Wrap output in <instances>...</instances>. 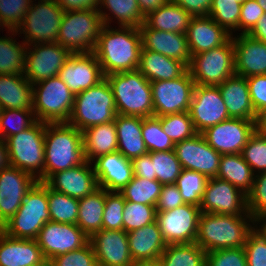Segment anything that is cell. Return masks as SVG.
Segmentation results:
<instances>
[{
	"label": "cell",
	"instance_id": "34e18365",
	"mask_svg": "<svg viewBox=\"0 0 266 266\" xmlns=\"http://www.w3.org/2000/svg\"><path fill=\"white\" fill-rule=\"evenodd\" d=\"M3 29H5V30H3ZM7 29L2 25V23H1V21H0V32L2 31H6Z\"/></svg>",
	"mask_w": 266,
	"mask_h": 266
},
{
	"label": "cell",
	"instance_id": "1f68e13d",
	"mask_svg": "<svg viewBox=\"0 0 266 266\" xmlns=\"http://www.w3.org/2000/svg\"><path fill=\"white\" fill-rule=\"evenodd\" d=\"M138 70L147 80L152 82L176 79L188 70V66L182 61L142 47Z\"/></svg>",
	"mask_w": 266,
	"mask_h": 266
},
{
	"label": "cell",
	"instance_id": "60d3db41",
	"mask_svg": "<svg viewBox=\"0 0 266 266\" xmlns=\"http://www.w3.org/2000/svg\"><path fill=\"white\" fill-rule=\"evenodd\" d=\"M47 197L50 221L77 225L79 199L54 191L48 185Z\"/></svg>",
	"mask_w": 266,
	"mask_h": 266
},
{
	"label": "cell",
	"instance_id": "d4e9b609",
	"mask_svg": "<svg viewBox=\"0 0 266 266\" xmlns=\"http://www.w3.org/2000/svg\"><path fill=\"white\" fill-rule=\"evenodd\" d=\"M235 74L242 77L266 75V43L247 34L232 35Z\"/></svg>",
	"mask_w": 266,
	"mask_h": 266
},
{
	"label": "cell",
	"instance_id": "f35d334b",
	"mask_svg": "<svg viewBox=\"0 0 266 266\" xmlns=\"http://www.w3.org/2000/svg\"><path fill=\"white\" fill-rule=\"evenodd\" d=\"M6 33L2 32V36L0 33V74L24 75L27 44L19 40L16 30H6Z\"/></svg>",
	"mask_w": 266,
	"mask_h": 266
},
{
	"label": "cell",
	"instance_id": "5bb4252c",
	"mask_svg": "<svg viewBox=\"0 0 266 266\" xmlns=\"http://www.w3.org/2000/svg\"><path fill=\"white\" fill-rule=\"evenodd\" d=\"M199 206L183 204L175 209L156 213V221L167 245L189 244L196 241Z\"/></svg>",
	"mask_w": 266,
	"mask_h": 266
},
{
	"label": "cell",
	"instance_id": "cb8c5ba5",
	"mask_svg": "<svg viewBox=\"0 0 266 266\" xmlns=\"http://www.w3.org/2000/svg\"><path fill=\"white\" fill-rule=\"evenodd\" d=\"M91 163L99 188L120 192L132 180L131 160L119 151L101 155Z\"/></svg>",
	"mask_w": 266,
	"mask_h": 266
},
{
	"label": "cell",
	"instance_id": "e575fe53",
	"mask_svg": "<svg viewBox=\"0 0 266 266\" xmlns=\"http://www.w3.org/2000/svg\"><path fill=\"white\" fill-rule=\"evenodd\" d=\"M0 105L2 109H32V84L17 74H0Z\"/></svg>",
	"mask_w": 266,
	"mask_h": 266
},
{
	"label": "cell",
	"instance_id": "94428289",
	"mask_svg": "<svg viewBox=\"0 0 266 266\" xmlns=\"http://www.w3.org/2000/svg\"><path fill=\"white\" fill-rule=\"evenodd\" d=\"M185 204L175 184L163 185L159 195L156 212L168 211Z\"/></svg>",
	"mask_w": 266,
	"mask_h": 266
},
{
	"label": "cell",
	"instance_id": "4fadbf2b",
	"mask_svg": "<svg viewBox=\"0 0 266 266\" xmlns=\"http://www.w3.org/2000/svg\"><path fill=\"white\" fill-rule=\"evenodd\" d=\"M71 54L57 42L28 45L25 52L24 77L33 85L58 76Z\"/></svg>",
	"mask_w": 266,
	"mask_h": 266
},
{
	"label": "cell",
	"instance_id": "b9fcfbb0",
	"mask_svg": "<svg viewBox=\"0 0 266 266\" xmlns=\"http://www.w3.org/2000/svg\"><path fill=\"white\" fill-rule=\"evenodd\" d=\"M41 266H50L49 262H47L45 265H41Z\"/></svg>",
	"mask_w": 266,
	"mask_h": 266
},
{
	"label": "cell",
	"instance_id": "11a10c76",
	"mask_svg": "<svg viewBox=\"0 0 266 266\" xmlns=\"http://www.w3.org/2000/svg\"><path fill=\"white\" fill-rule=\"evenodd\" d=\"M247 210L254 220L266 212V171L255 174L253 188L247 195Z\"/></svg>",
	"mask_w": 266,
	"mask_h": 266
},
{
	"label": "cell",
	"instance_id": "ac0fdd59",
	"mask_svg": "<svg viewBox=\"0 0 266 266\" xmlns=\"http://www.w3.org/2000/svg\"><path fill=\"white\" fill-rule=\"evenodd\" d=\"M36 240L49 262L54 257L82 248L89 242V237L76 224L49 221Z\"/></svg>",
	"mask_w": 266,
	"mask_h": 266
},
{
	"label": "cell",
	"instance_id": "db71d44e",
	"mask_svg": "<svg viewBox=\"0 0 266 266\" xmlns=\"http://www.w3.org/2000/svg\"><path fill=\"white\" fill-rule=\"evenodd\" d=\"M50 266H98L95 252L90 242L80 249L52 258Z\"/></svg>",
	"mask_w": 266,
	"mask_h": 266
},
{
	"label": "cell",
	"instance_id": "603a6c76",
	"mask_svg": "<svg viewBox=\"0 0 266 266\" xmlns=\"http://www.w3.org/2000/svg\"><path fill=\"white\" fill-rule=\"evenodd\" d=\"M51 189L77 199L92 194L98 182L91 162L56 172L46 182Z\"/></svg>",
	"mask_w": 266,
	"mask_h": 266
},
{
	"label": "cell",
	"instance_id": "f5cc1de1",
	"mask_svg": "<svg viewBox=\"0 0 266 266\" xmlns=\"http://www.w3.org/2000/svg\"><path fill=\"white\" fill-rule=\"evenodd\" d=\"M33 0H0V21L7 30H16Z\"/></svg>",
	"mask_w": 266,
	"mask_h": 266
},
{
	"label": "cell",
	"instance_id": "be15d7a7",
	"mask_svg": "<svg viewBox=\"0 0 266 266\" xmlns=\"http://www.w3.org/2000/svg\"><path fill=\"white\" fill-rule=\"evenodd\" d=\"M131 163L133 176L148 180H156V176L153 174V162L148 153L132 159Z\"/></svg>",
	"mask_w": 266,
	"mask_h": 266
},
{
	"label": "cell",
	"instance_id": "bcb514c9",
	"mask_svg": "<svg viewBox=\"0 0 266 266\" xmlns=\"http://www.w3.org/2000/svg\"><path fill=\"white\" fill-rule=\"evenodd\" d=\"M37 121L32 109H2L0 138H6L31 127Z\"/></svg>",
	"mask_w": 266,
	"mask_h": 266
},
{
	"label": "cell",
	"instance_id": "9f6ffc18",
	"mask_svg": "<svg viewBox=\"0 0 266 266\" xmlns=\"http://www.w3.org/2000/svg\"><path fill=\"white\" fill-rule=\"evenodd\" d=\"M206 266H247L245 250L240 247L206 252Z\"/></svg>",
	"mask_w": 266,
	"mask_h": 266
},
{
	"label": "cell",
	"instance_id": "2a66077c",
	"mask_svg": "<svg viewBox=\"0 0 266 266\" xmlns=\"http://www.w3.org/2000/svg\"><path fill=\"white\" fill-rule=\"evenodd\" d=\"M3 232V226H2V224L0 223V233H2Z\"/></svg>",
	"mask_w": 266,
	"mask_h": 266
},
{
	"label": "cell",
	"instance_id": "52a82bcc",
	"mask_svg": "<svg viewBox=\"0 0 266 266\" xmlns=\"http://www.w3.org/2000/svg\"><path fill=\"white\" fill-rule=\"evenodd\" d=\"M49 221L47 184L37 181L25 195L18 211L3 225V232L14 238L36 240Z\"/></svg>",
	"mask_w": 266,
	"mask_h": 266
},
{
	"label": "cell",
	"instance_id": "83f0119b",
	"mask_svg": "<svg viewBox=\"0 0 266 266\" xmlns=\"http://www.w3.org/2000/svg\"><path fill=\"white\" fill-rule=\"evenodd\" d=\"M185 34L191 57L225 44L232 36L210 16L192 17Z\"/></svg>",
	"mask_w": 266,
	"mask_h": 266
},
{
	"label": "cell",
	"instance_id": "7dc6e473",
	"mask_svg": "<svg viewBox=\"0 0 266 266\" xmlns=\"http://www.w3.org/2000/svg\"><path fill=\"white\" fill-rule=\"evenodd\" d=\"M142 137L148 152L174 150L175 143L163 131L158 117L142 118Z\"/></svg>",
	"mask_w": 266,
	"mask_h": 266
},
{
	"label": "cell",
	"instance_id": "ab89813d",
	"mask_svg": "<svg viewBox=\"0 0 266 266\" xmlns=\"http://www.w3.org/2000/svg\"><path fill=\"white\" fill-rule=\"evenodd\" d=\"M159 260L163 266H206V251L196 242L169 244Z\"/></svg>",
	"mask_w": 266,
	"mask_h": 266
},
{
	"label": "cell",
	"instance_id": "ba28073f",
	"mask_svg": "<svg viewBox=\"0 0 266 266\" xmlns=\"http://www.w3.org/2000/svg\"><path fill=\"white\" fill-rule=\"evenodd\" d=\"M103 26L98 10L64 12L56 42L72 54L91 53Z\"/></svg>",
	"mask_w": 266,
	"mask_h": 266
},
{
	"label": "cell",
	"instance_id": "d6986e66",
	"mask_svg": "<svg viewBox=\"0 0 266 266\" xmlns=\"http://www.w3.org/2000/svg\"><path fill=\"white\" fill-rule=\"evenodd\" d=\"M174 151L182 169L199 172L208 179L217 177L222 154L207 143L202 133L175 143Z\"/></svg>",
	"mask_w": 266,
	"mask_h": 266
},
{
	"label": "cell",
	"instance_id": "11e5206c",
	"mask_svg": "<svg viewBox=\"0 0 266 266\" xmlns=\"http://www.w3.org/2000/svg\"><path fill=\"white\" fill-rule=\"evenodd\" d=\"M235 1L242 5L246 0H235Z\"/></svg>",
	"mask_w": 266,
	"mask_h": 266
},
{
	"label": "cell",
	"instance_id": "a7ac6f4b",
	"mask_svg": "<svg viewBox=\"0 0 266 266\" xmlns=\"http://www.w3.org/2000/svg\"><path fill=\"white\" fill-rule=\"evenodd\" d=\"M9 165L5 140L0 138V171Z\"/></svg>",
	"mask_w": 266,
	"mask_h": 266
},
{
	"label": "cell",
	"instance_id": "4dcf8cb0",
	"mask_svg": "<svg viewBox=\"0 0 266 266\" xmlns=\"http://www.w3.org/2000/svg\"><path fill=\"white\" fill-rule=\"evenodd\" d=\"M114 122L117 129L118 151L123 156L132 160L148 153L142 137V117L117 114Z\"/></svg>",
	"mask_w": 266,
	"mask_h": 266
},
{
	"label": "cell",
	"instance_id": "f907efd6",
	"mask_svg": "<svg viewBox=\"0 0 266 266\" xmlns=\"http://www.w3.org/2000/svg\"><path fill=\"white\" fill-rule=\"evenodd\" d=\"M241 155L255 174L266 171V135L256 129Z\"/></svg>",
	"mask_w": 266,
	"mask_h": 266
},
{
	"label": "cell",
	"instance_id": "f546056e",
	"mask_svg": "<svg viewBox=\"0 0 266 266\" xmlns=\"http://www.w3.org/2000/svg\"><path fill=\"white\" fill-rule=\"evenodd\" d=\"M127 237L134 263L159 260L167 246L157 221L127 232Z\"/></svg>",
	"mask_w": 266,
	"mask_h": 266
},
{
	"label": "cell",
	"instance_id": "7402d4cb",
	"mask_svg": "<svg viewBox=\"0 0 266 266\" xmlns=\"http://www.w3.org/2000/svg\"><path fill=\"white\" fill-rule=\"evenodd\" d=\"M89 242L95 252L98 266H132L127 232L102 229L94 233Z\"/></svg>",
	"mask_w": 266,
	"mask_h": 266
},
{
	"label": "cell",
	"instance_id": "2644e50d",
	"mask_svg": "<svg viewBox=\"0 0 266 266\" xmlns=\"http://www.w3.org/2000/svg\"><path fill=\"white\" fill-rule=\"evenodd\" d=\"M257 129L266 135V110L258 116Z\"/></svg>",
	"mask_w": 266,
	"mask_h": 266
},
{
	"label": "cell",
	"instance_id": "30bf717a",
	"mask_svg": "<svg viewBox=\"0 0 266 266\" xmlns=\"http://www.w3.org/2000/svg\"><path fill=\"white\" fill-rule=\"evenodd\" d=\"M63 15L55 0H33L16 32L27 46L56 42Z\"/></svg>",
	"mask_w": 266,
	"mask_h": 266
},
{
	"label": "cell",
	"instance_id": "7bdbcfd3",
	"mask_svg": "<svg viewBox=\"0 0 266 266\" xmlns=\"http://www.w3.org/2000/svg\"><path fill=\"white\" fill-rule=\"evenodd\" d=\"M208 178L196 171L182 169L175 185L185 204L200 206Z\"/></svg>",
	"mask_w": 266,
	"mask_h": 266
},
{
	"label": "cell",
	"instance_id": "9c48e42d",
	"mask_svg": "<svg viewBox=\"0 0 266 266\" xmlns=\"http://www.w3.org/2000/svg\"><path fill=\"white\" fill-rule=\"evenodd\" d=\"M35 117L45 123H67L70 119L74 94L60 79L54 76L32 85Z\"/></svg>",
	"mask_w": 266,
	"mask_h": 266
},
{
	"label": "cell",
	"instance_id": "f1b7e54d",
	"mask_svg": "<svg viewBox=\"0 0 266 266\" xmlns=\"http://www.w3.org/2000/svg\"><path fill=\"white\" fill-rule=\"evenodd\" d=\"M217 86L230 118H241L251 121L258 120L251 102L246 77L234 74Z\"/></svg>",
	"mask_w": 266,
	"mask_h": 266
},
{
	"label": "cell",
	"instance_id": "7c38bea8",
	"mask_svg": "<svg viewBox=\"0 0 266 266\" xmlns=\"http://www.w3.org/2000/svg\"><path fill=\"white\" fill-rule=\"evenodd\" d=\"M154 116L189 112L195 82L189 70L173 80L150 82Z\"/></svg>",
	"mask_w": 266,
	"mask_h": 266
},
{
	"label": "cell",
	"instance_id": "8c879c8a",
	"mask_svg": "<svg viewBox=\"0 0 266 266\" xmlns=\"http://www.w3.org/2000/svg\"><path fill=\"white\" fill-rule=\"evenodd\" d=\"M132 266H163L160 260L156 261H147V262H137L134 263Z\"/></svg>",
	"mask_w": 266,
	"mask_h": 266
},
{
	"label": "cell",
	"instance_id": "ffe728a7",
	"mask_svg": "<svg viewBox=\"0 0 266 266\" xmlns=\"http://www.w3.org/2000/svg\"><path fill=\"white\" fill-rule=\"evenodd\" d=\"M38 180L30 173L8 165L0 171V223L9 221L25 195Z\"/></svg>",
	"mask_w": 266,
	"mask_h": 266
},
{
	"label": "cell",
	"instance_id": "8fae6325",
	"mask_svg": "<svg viewBox=\"0 0 266 266\" xmlns=\"http://www.w3.org/2000/svg\"><path fill=\"white\" fill-rule=\"evenodd\" d=\"M188 70L195 85L217 86L235 74L232 38L225 44L193 55Z\"/></svg>",
	"mask_w": 266,
	"mask_h": 266
},
{
	"label": "cell",
	"instance_id": "6da1fadb",
	"mask_svg": "<svg viewBox=\"0 0 266 266\" xmlns=\"http://www.w3.org/2000/svg\"><path fill=\"white\" fill-rule=\"evenodd\" d=\"M142 50L139 28L104 25L93 53L104 77L138 69Z\"/></svg>",
	"mask_w": 266,
	"mask_h": 266
},
{
	"label": "cell",
	"instance_id": "d590c367",
	"mask_svg": "<svg viewBox=\"0 0 266 266\" xmlns=\"http://www.w3.org/2000/svg\"><path fill=\"white\" fill-rule=\"evenodd\" d=\"M192 16L171 0L150 12L145 17V24L155 30L185 34Z\"/></svg>",
	"mask_w": 266,
	"mask_h": 266
},
{
	"label": "cell",
	"instance_id": "7a4b0ae2",
	"mask_svg": "<svg viewBox=\"0 0 266 266\" xmlns=\"http://www.w3.org/2000/svg\"><path fill=\"white\" fill-rule=\"evenodd\" d=\"M254 229V219L246 215H225L201 212L196 243L206 252L244 247Z\"/></svg>",
	"mask_w": 266,
	"mask_h": 266
},
{
	"label": "cell",
	"instance_id": "d6a6232c",
	"mask_svg": "<svg viewBox=\"0 0 266 266\" xmlns=\"http://www.w3.org/2000/svg\"><path fill=\"white\" fill-rule=\"evenodd\" d=\"M98 11L104 25L139 28L145 23L137 0H99Z\"/></svg>",
	"mask_w": 266,
	"mask_h": 266
},
{
	"label": "cell",
	"instance_id": "e7e4bbea",
	"mask_svg": "<svg viewBox=\"0 0 266 266\" xmlns=\"http://www.w3.org/2000/svg\"><path fill=\"white\" fill-rule=\"evenodd\" d=\"M55 2L64 12L99 9V0H55Z\"/></svg>",
	"mask_w": 266,
	"mask_h": 266
},
{
	"label": "cell",
	"instance_id": "836d02e7",
	"mask_svg": "<svg viewBox=\"0 0 266 266\" xmlns=\"http://www.w3.org/2000/svg\"><path fill=\"white\" fill-rule=\"evenodd\" d=\"M85 159L92 162L97 157L118 151L115 122L95 125L82 131Z\"/></svg>",
	"mask_w": 266,
	"mask_h": 266
},
{
	"label": "cell",
	"instance_id": "ee69618b",
	"mask_svg": "<svg viewBox=\"0 0 266 266\" xmlns=\"http://www.w3.org/2000/svg\"><path fill=\"white\" fill-rule=\"evenodd\" d=\"M153 162V174L162 185L175 184L182 167L174 150L148 152Z\"/></svg>",
	"mask_w": 266,
	"mask_h": 266
},
{
	"label": "cell",
	"instance_id": "3957f363",
	"mask_svg": "<svg viewBox=\"0 0 266 266\" xmlns=\"http://www.w3.org/2000/svg\"><path fill=\"white\" fill-rule=\"evenodd\" d=\"M44 182L53 174L83 164L82 132L68 123H46Z\"/></svg>",
	"mask_w": 266,
	"mask_h": 266
},
{
	"label": "cell",
	"instance_id": "f6af8a7d",
	"mask_svg": "<svg viewBox=\"0 0 266 266\" xmlns=\"http://www.w3.org/2000/svg\"><path fill=\"white\" fill-rule=\"evenodd\" d=\"M241 4L235 0H213L209 15L229 34H239Z\"/></svg>",
	"mask_w": 266,
	"mask_h": 266
},
{
	"label": "cell",
	"instance_id": "6125c7cd",
	"mask_svg": "<svg viewBox=\"0 0 266 266\" xmlns=\"http://www.w3.org/2000/svg\"><path fill=\"white\" fill-rule=\"evenodd\" d=\"M182 7L192 17H206L212 6L213 0H171Z\"/></svg>",
	"mask_w": 266,
	"mask_h": 266
},
{
	"label": "cell",
	"instance_id": "9a60e30c",
	"mask_svg": "<svg viewBox=\"0 0 266 266\" xmlns=\"http://www.w3.org/2000/svg\"><path fill=\"white\" fill-rule=\"evenodd\" d=\"M257 129V121L229 118L207 128L202 135L220 154H241L243 147Z\"/></svg>",
	"mask_w": 266,
	"mask_h": 266
},
{
	"label": "cell",
	"instance_id": "09005b40",
	"mask_svg": "<svg viewBox=\"0 0 266 266\" xmlns=\"http://www.w3.org/2000/svg\"><path fill=\"white\" fill-rule=\"evenodd\" d=\"M1 113H2V107H1V105H0V115H1Z\"/></svg>",
	"mask_w": 266,
	"mask_h": 266
},
{
	"label": "cell",
	"instance_id": "8992f818",
	"mask_svg": "<svg viewBox=\"0 0 266 266\" xmlns=\"http://www.w3.org/2000/svg\"><path fill=\"white\" fill-rule=\"evenodd\" d=\"M45 122L36 121L31 127L5 139L9 165L30 173L44 182Z\"/></svg>",
	"mask_w": 266,
	"mask_h": 266
},
{
	"label": "cell",
	"instance_id": "2e32d148",
	"mask_svg": "<svg viewBox=\"0 0 266 266\" xmlns=\"http://www.w3.org/2000/svg\"><path fill=\"white\" fill-rule=\"evenodd\" d=\"M189 114L197 133L230 118L219 87L210 85L194 86Z\"/></svg>",
	"mask_w": 266,
	"mask_h": 266
},
{
	"label": "cell",
	"instance_id": "816d5d0a",
	"mask_svg": "<svg viewBox=\"0 0 266 266\" xmlns=\"http://www.w3.org/2000/svg\"><path fill=\"white\" fill-rule=\"evenodd\" d=\"M124 205L125 199L120 192L106 190L102 229L123 230Z\"/></svg>",
	"mask_w": 266,
	"mask_h": 266
},
{
	"label": "cell",
	"instance_id": "003e7915",
	"mask_svg": "<svg viewBox=\"0 0 266 266\" xmlns=\"http://www.w3.org/2000/svg\"><path fill=\"white\" fill-rule=\"evenodd\" d=\"M170 0H137L141 13L146 17L150 12L167 4Z\"/></svg>",
	"mask_w": 266,
	"mask_h": 266
},
{
	"label": "cell",
	"instance_id": "8d00e7d4",
	"mask_svg": "<svg viewBox=\"0 0 266 266\" xmlns=\"http://www.w3.org/2000/svg\"><path fill=\"white\" fill-rule=\"evenodd\" d=\"M217 178L228 181L248 195L255 179V173L241 154H222Z\"/></svg>",
	"mask_w": 266,
	"mask_h": 266
},
{
	"label": "cell",
	"instance_id": "89a4df30",
	"mask_svg": "<svg viewBox=\"0 0 266 266\" xmlns=\"http://www.w3.org/2000/svg\"><path fill=\"white\" fill-rule=\"evenodd\" d=\"M254 228L266 238V212L254 220Z\"/></svg>",
	"mask_w": 266,
	"mask_h": 266
},
{
	"label": "cell",
	"instance_id": "91938a15",
	"mask_svg": "<svg viewBox=\"0 0 266 266\" xmlns=\"http://www.w3.org/2000/svg\"><path fill=\"white\" fill-rule=\"evenodd\" d=\"M264 14L263 9L255 0H246L241 5L239 34H247Z\"/></svg>",
	"mask_w": 266,
	"mask_h": 266
},
{
	"label": "cell",
	"instance_id": "c3c4849f",
	"mask_svg": "<svg viewBox=\"0 0 266 266\" xmlns=\"http://www.w3.org/2000/svg\"><path fill=\"white\" fill-rule=\"evenodd\" d=\"M163 131L174 142L178 143L197 134L189 112L169 114L158 117Z\"/></svg>",
	"mask_w": 266,
	"mask_h": 266
},
{
	"label": "cell",
	"instance_id": "680465c9",
	"mask_svg": "<svg viewBox=\"0 0 266 266\" xmlns=\"http://www.w3.org/2000/svg\"><path fill=\"white\" fill-rule=\"evenodd\" d=\"M252 105L256 115L266 110V75L246 77Z\"/></svg>",
	"mask_w": 266,
	"mask_h": 266
},
{
	"label": "cell",
	"instance_id": "484cf974",
	"mask_svg": "<svg viewBox=\"0 0 266 266\" xmlns=\"http://www.w3.org/2000/svg\"><path fill=\"white\" fill-rule=\"evenodd\" d=\"M142 47L184 62L189 66L191 54L188 48L186 34L166 32L149 28L145 23L140 27Z\"/></svg>",
	"mask_w": 266,
	"mask_h": 266
},
{
	"label": "cell",
	"instance_id": "753ad0ef",
	"mask_svg": "<svg viewBox=\"0 0 266 266\" xmlns=\"http://www.w3.org/2000/svg\"><path fill=\"white\" fill-rule=\"evenodd\" d=\"M255 1L263 9L264 13H266V0H255Z\"/></svg>",
	"mask_w": 266,
	"mask_h": 266
},
{
	"label": "cell",
	"instance_id": "4316f807",
	"mask_svg": "<svg viewBox=\"0 0 266 266\" xmlns=\"http://www.w3.org/2000/svg\"><path fill=\"white\" fill-rule=\"evenodd\" d=\"M47 262L37 240L0 233V266H41Z\"/></svg>",
	"mask_w": 266,
	"mask_h": 266
},
{
	"label": "cell",
	"instance_id": "e0dca14e",
	"mask_svg": "<svg viewBox=\"0 0 266 266\" xmlns=\"http://www.w3.org/2000/svg\"><path fill=\"white\" fill-rule=\"evenodd\" d=\"M199 207L204 213L246 215L247 195L228 181L209 178Z\"/></svg>",
	"mask_w": 266,
	"mask_h": 266
},
{
	"label": "cell",
	"instance_id": "6f0895ef",
	"mask_svg": "<svg viewBox=\"0 0 266 266\" xmlns=\"http://www.w3.org/2000/svg\"><path fill=\"white\" fill-rule=\"evenodd\" d=\"M243 248L247 266H266V238L255 228L248 234Z\"/></svg>",
	"mask_w": 266,
	"mask_h": 266
},
{
	"label": "cell",
	"instance_id": "5b68a950",
	"mask_svg": "<svg viewBox=\"0 0 266 266\" xmlns=\"http://www.w3.org/2000/svg\"><path fill=\"white\" fill-rule=\"evenodd\" d=\"M117 110L114 96L106 78L74 97L69 125L79 131L115 120Z\"/></svg>",
	"mask_w": 266,
	"mask_h": 266
},
{
	"label": "cell",
	"instance_id": "681fc988",
	"mask_svg": "<svg viewBox=\"0 0 266 266\" xmlns=\"http://www.w3.org/2000/svg\"><path fill=\"white\" fill-rule=\"evenodd\" d=\"M156 207L125 200L123 230L130 232L156 221Z\"/></svg>",
	"mask_w": 266,
	"mask_h": 266
},
{
	"label": "cell",
	"instance_id": "277c9868",
	"mask_svg": "<svg viewBox=\"0 0 266 266\" xmlns=\"http://www.w3.org/2000/svg\"><path fill=\"white\" fill-rule=\"evenodd\" d=\"M105 78L112 89L117 114L142 118L154 116L150 81L138 69Z\"/></svg>",
	"mask_w": 266,
	"mask_h": 266
},
{
	"label": "cell",
	"instance_id": "74e56055",
	"mask_svg": "<svg viewBox=\"0 0 266 266\" xmlns=\"http://www.w3.org/2000/svg\"><path fill=\"white\" fill-rule=\"evenodd\" d=\"M106 190L96 189L92 194L79 199L77 226L90 238L102 230Z\"/></svg>",
	"mask_w": 266,
	"mask_h": 266
},
{
	"label": "cell",
	"instance_id": "44dd1931",
	"mask_svg": "<svg viewBox=\"0 0 266 266\" xmlns=\"http://www.w3.org/2000/svg\"><path fill=\"white\" fill-rule=\"evenodd\" d=\"M58 76L74 96L97 85L105 78L93 52L71 54Z\"/></svg>",
	"mask_w": 266,
	"mask_h": 266
},
{
	"label": "cell",
	"instance_id": "b9f144b4",
	"mask_svg": "<svg viewBox=\"0 0 266 266\" xmlns=\"http://www.w3.org/2000/svg\"><path fill=\"white\" fill-rule=\"evenodd\" d=\"M162 186L158 180L133 176L120 193L126 201L156 206Z\"/></svg>",
	"mask_w": 266,
	"mask_h": 266
},
{
	"label": "cell",
	"instance_id": "03108f58",
	"mask_svg": "<svg viewBox=\"0 0 266 266\" xmlns=\"http://www.w3.org/2000/svg\"><path fill=\"white\" fill-rule=\"evenodd\" d=\"M251 38L266 43V13L257 21L256 25L247 33Z\"/></svg>",
	"mask_w": 266,
	"mask_h": 266
}]
</instances>
